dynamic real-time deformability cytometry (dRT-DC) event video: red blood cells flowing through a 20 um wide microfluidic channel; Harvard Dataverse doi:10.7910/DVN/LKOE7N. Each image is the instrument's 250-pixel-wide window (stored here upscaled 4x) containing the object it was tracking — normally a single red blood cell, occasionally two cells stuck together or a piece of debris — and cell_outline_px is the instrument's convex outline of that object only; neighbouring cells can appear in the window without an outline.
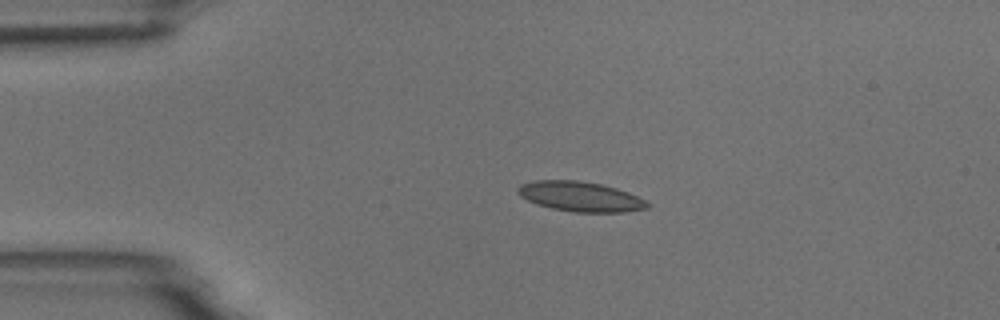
{"species": "common noctule bat (a hibernating species)", "species_latin": "Nyctalus noctula", "temperature_condition": "room temperature", "stored_images_in_passage": 4, "camera_frame_rate_fps": 3000, "um_per_image_px": 0.085, "animal": {"sex": "male", "body_mass_g": 18.8}, "frame": {"image": 1, "passage_image": 3, "time_ms": 2.333, "image_size_px": [1000, 320], "cell_outline_px": [[652, 204], [648, 208], [624, 212], [572, 212], [552, 208], [536, 204], [520, 196], [516, 192], [516, 188], [520, 184], [536, 180], [580, 180], [600, 184], [616, 188], [628, 192]], "centroid_in_image_um": [49.31, 16.7], "position_along_channel_um": 35.7, "area_um2": 22.66}}